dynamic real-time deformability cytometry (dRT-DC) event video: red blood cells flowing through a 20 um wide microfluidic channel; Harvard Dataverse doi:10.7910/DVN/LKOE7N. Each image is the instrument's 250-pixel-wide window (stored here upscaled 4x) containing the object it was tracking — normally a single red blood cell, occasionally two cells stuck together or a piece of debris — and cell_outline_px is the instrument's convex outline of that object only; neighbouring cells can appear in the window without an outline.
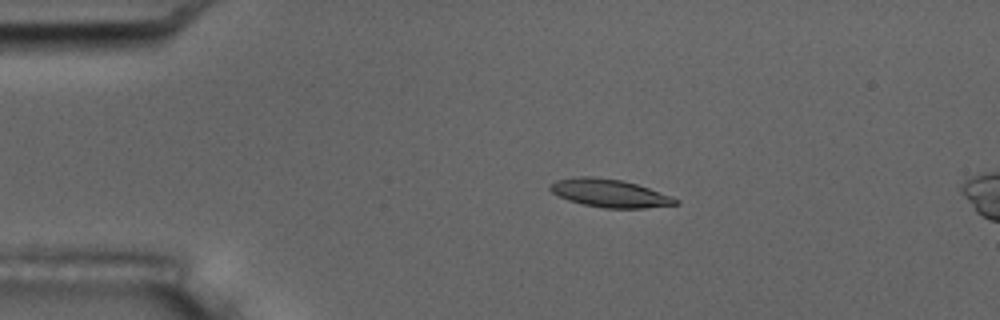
{"species": "common noctule bat (a hibernating species)", "species_latin": "Nyctalus noctula", "temperature_condition": "room temperature", "stored_images_in_passage": 5, "camera_frame_rate_fps": 3000, "um_per_image_px": 0.085, "animal": {"sex": "male", "body_mass_g": 17.5, "forearm_length_mm": 52.3}, "frame": {"image": 1, "passage_image": 3, "time_ms": 3.0, "image_size_px": [1000, 320], "cell_outline_px": [[680, 204], [644, 208], [604, 208], [584, 204], [568, 200], [552, 192], [548, 188], [556, 180], [580, 176], [592, 176], [620, 180], [636, 184], [672, 196], [680, 200]], "centroid_in_image_um": [51.85, 16.42], "position_along_channel_um": 33.2, "area_um2": 20.29}}